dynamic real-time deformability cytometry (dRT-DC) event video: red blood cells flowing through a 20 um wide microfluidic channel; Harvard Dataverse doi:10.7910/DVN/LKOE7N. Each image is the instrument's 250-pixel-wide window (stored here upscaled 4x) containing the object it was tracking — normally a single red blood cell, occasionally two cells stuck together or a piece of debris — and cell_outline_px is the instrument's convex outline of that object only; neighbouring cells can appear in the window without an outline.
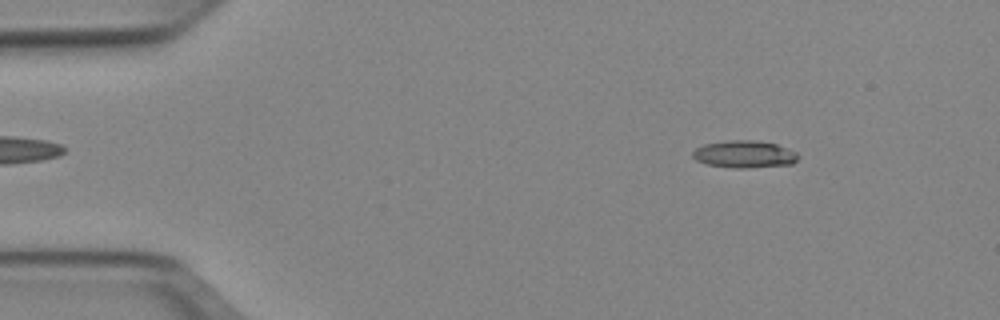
{"species": "Egyptian fruit bat (a non-hibernating species)", "species_latin": "Rousettus aegyptiacus", "temperature_condition": "cold", "stored_images_in_passage": 46, "camera_frame_rate_fps": 3000, "um_per_image_px": 0.085, "animal": {"sex": "female"}, "frame": {"image": 1, "passage_image": 2, "time_ms": 0.333, "image_size_px": [1000, 320], "cell_outline_px": [[800, 156], [792, 164], [744, 168], [736, 168], [708, 164], [696, 160], [692, 156], [692, 152], [696, 148], [704, 144], [724, 140], [756, 140], [776, 144], [796, 152]], "centroid_in_image_um": [63.26, 13.1], "position_along_channel_um": 21.7, "area_um2": 16.7}}
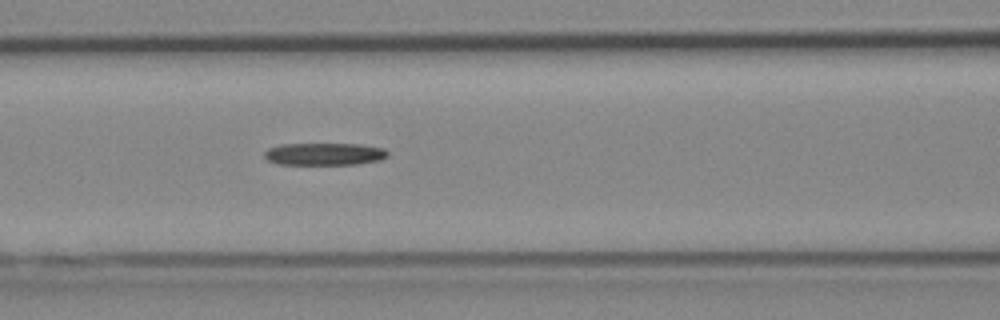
{"frame": {"image": 2, "passage_image": 17, "time_ms": 5.333, "image_size_px": [1000, 320], "cell_outline_px": [[388, 156], [380, 160], [356, 164], [276, 164], [268, 160], [264, 156], [264, 152], [268, 148], [280, 144], [360, 144], [384, 148], [388, 152]], "centroid_in_image_um": [27.57, 13.09], "position_along_channel_um": 139.0, "area_um2": 16.07}}
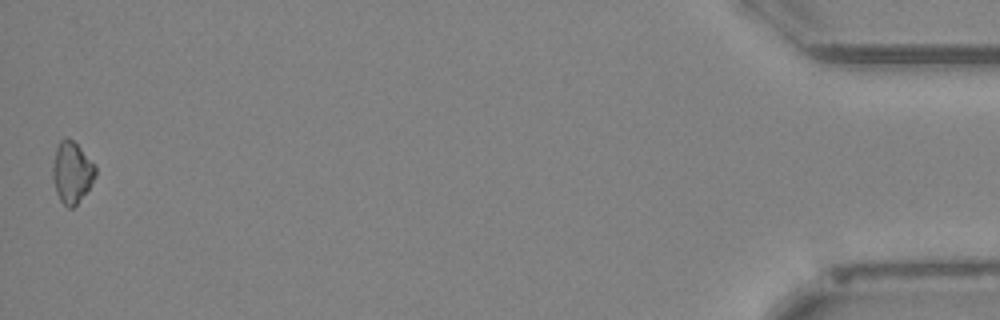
{"frame": {"image": 3, "passage_image": 46, "time_ms": 15.0, "image_size_px": [1000, 320], "cell_outline_px": [[96, 176], [88, 188], [76, 204], [72, 208], [68, 208], [60, 200], [56, 192], [52, 176], [52, 164], [56, 148], [60, 140], [64, 136], [68, 136], [80, 148], [96, 168]], "centroid_in_image_um": [6.07, 14.63], "position_along_channel_um": 429.1, "area_um2": 15.09}, "authors_computed_cell_mechanics": {"area_um2": 16.1262, "velocity_mm_per_s": 3.9572, "shape_relaxation_time_tau1_ms": 8.1117, "shape_relaxation_time_tau2_ms": null, "deformation_change_tau1": 0.1574, "deformation_change_tau2": null}}